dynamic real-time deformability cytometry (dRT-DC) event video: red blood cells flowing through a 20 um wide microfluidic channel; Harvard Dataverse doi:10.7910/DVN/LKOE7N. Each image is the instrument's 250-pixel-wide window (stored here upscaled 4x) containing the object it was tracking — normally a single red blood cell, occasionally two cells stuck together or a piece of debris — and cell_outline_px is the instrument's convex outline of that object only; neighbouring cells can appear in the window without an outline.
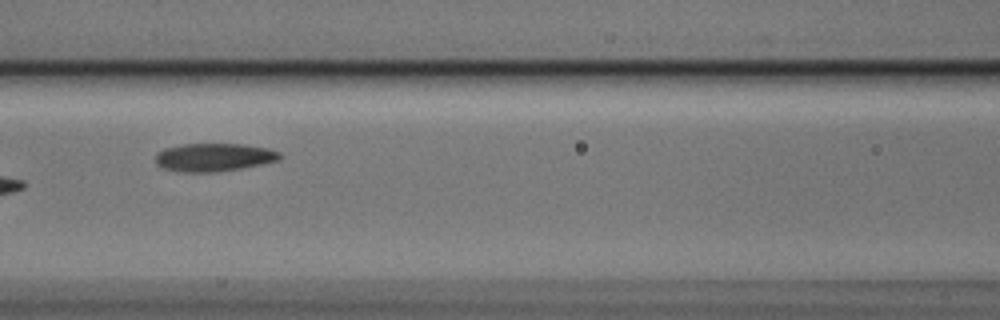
{"species": "Egyptian fruit bat (a non-hibernating species)", "species_latin": "Rousettus aegyptiacus", "temperature_condition": "cold", "stored_images_in_passage": 15, "camera_frame_rate_fps": 3000, "um_per_image_px": 0.085, "animal": {"sex": "male"}, "frame": {"image": 1, "passage_image": 7, "time_ms": 2.0, "image_size_px": [1000, 320], "cell_outline_px": [[284, 156], [280, 160], [220, 172], [176, 172], [160, 168], [156, 164], [156, 152], [164, 148], [184, 144], [244, 144], [268, 148], [280, 152]], "centroid_in_image_um": [18.16, 13.37], "position_along_channel_um": 148.4, "area_um2": 20.69}}
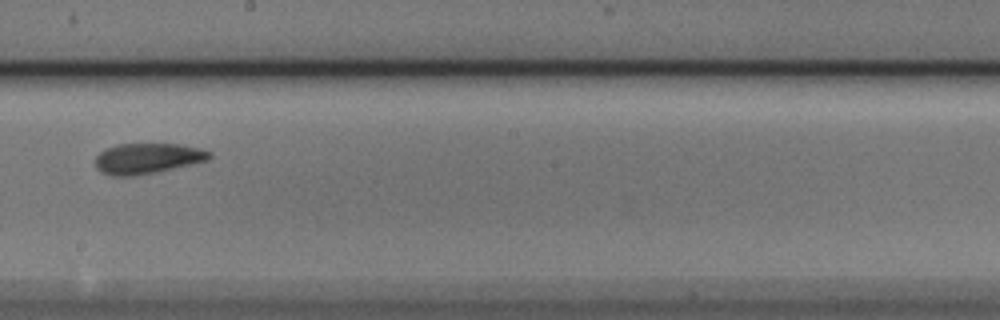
{"frame": {"image": 2, "passage_image": 9, "time_ms": 2.667, "image_size_px": [1000, 320], "cell_outline_px": [[212, 156], [208, 160], [192, 164], [132, 176], [112, 176], [100, 172], [96, 168], [96, 156], [104, 148], [116, 144], [180, 144], [200, 148], [212, 152]], "centroid_in_image_um": [12.51, 13.45], "position_along_channel_um": 235.7, "area_um2": 20.29}}
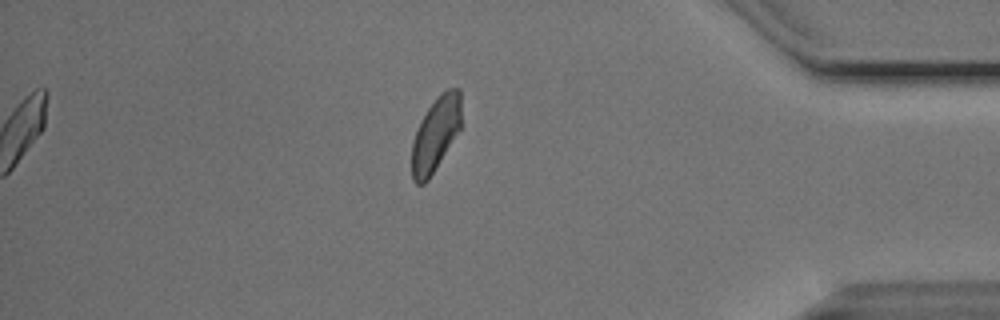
{"frame": {"image": 3, "passage_image": 15, "time_ms": 4.667, "image_size_px": [1000, 320], "cell_outline_px": [[460, 128], [428, 180], [424, 184], [416, 184], [412, 180], [412, 144], [416, 128], [420, 120], [428, 108], [440, 92], [448, 88], [460, 88]], "centroid_in_image_um": [37.0, 11.38], "position_along_channel_um": 398.2, "area_um2": 21.15}}